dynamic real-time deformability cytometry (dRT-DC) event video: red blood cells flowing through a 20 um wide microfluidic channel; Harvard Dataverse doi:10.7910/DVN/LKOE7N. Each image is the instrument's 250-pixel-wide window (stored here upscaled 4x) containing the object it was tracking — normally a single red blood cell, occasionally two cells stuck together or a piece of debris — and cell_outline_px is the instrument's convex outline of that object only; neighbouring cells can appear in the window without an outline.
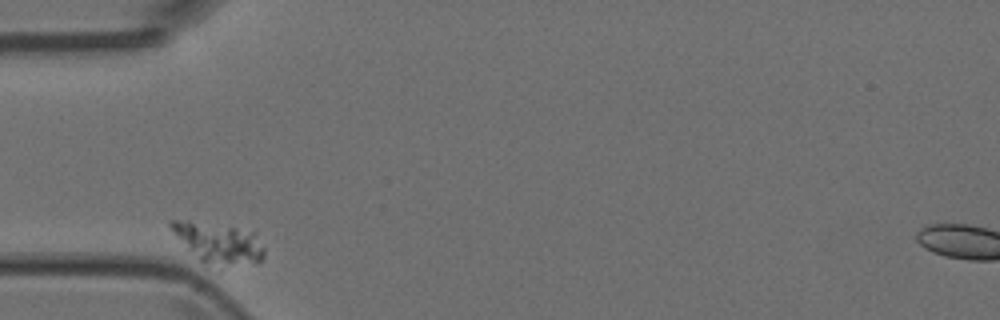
{"species": "Egyptian fruit bat (a non-hibernating species)", "species_latin": "Rousettus aegyptiacus", "temperature_condition": "room temperature", "stored_images_in_passage": 2, "camera_frame_rate_fps": 3000, "um_per_image_px": 0.085, "animal": {"sex": "female"}, "frame": {"image": 1, "passage_image": 1, "time_ms": 0.0, "image_size_px": [1000, 320], "cell_outline_px": [[264, 256], [260, 260], [220, 272], [208, 272], [204, 268], [176, 236], [168, 224], [172, 220], [188, 220], [236, 228], [256, 232], [264, 248]], "centroid_in_image_um": [18.57, 20.79], "position_along_channel_um": 66.4, "area_um2": 23.35}}